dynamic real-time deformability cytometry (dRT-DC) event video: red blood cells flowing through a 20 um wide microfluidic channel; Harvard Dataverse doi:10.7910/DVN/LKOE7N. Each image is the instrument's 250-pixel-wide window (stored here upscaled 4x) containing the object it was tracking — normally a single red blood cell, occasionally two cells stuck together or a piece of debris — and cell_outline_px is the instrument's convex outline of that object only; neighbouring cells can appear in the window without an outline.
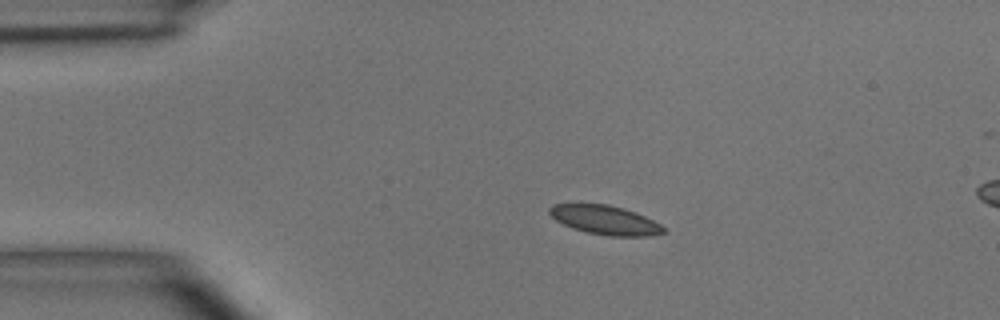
{"species": "common noctule bat (a hibernating species)", "species_latin": "Nyctalus noctula", "temperature_condition": "room temperature", "stored_images_in_passage": 4, "segment_of_instrument_passage": [1, 2], "camera_frame_rate_fps": 3000, "um_per_image_px": 0.085, "animal": {"sex": "male", "body_mass_g": 15.6}, "frame": {"image": 1, "passage_image": 2, "time_ms": 1.333, "image_size_px": [1000, 320], "cell_outline_px": [[664, 232], [652, 236], [608, 236], [588, 232], [572, 228], [556, 220], [548, 212], [548, 208], [552, 204], [608, 204], [624, 208], [636, 212], [660, 224], [664, 228]], "centroid_in_image_um": [51.42, 18.69], "position_along_channel_um": 33.6, "area_um2": 19.25}}